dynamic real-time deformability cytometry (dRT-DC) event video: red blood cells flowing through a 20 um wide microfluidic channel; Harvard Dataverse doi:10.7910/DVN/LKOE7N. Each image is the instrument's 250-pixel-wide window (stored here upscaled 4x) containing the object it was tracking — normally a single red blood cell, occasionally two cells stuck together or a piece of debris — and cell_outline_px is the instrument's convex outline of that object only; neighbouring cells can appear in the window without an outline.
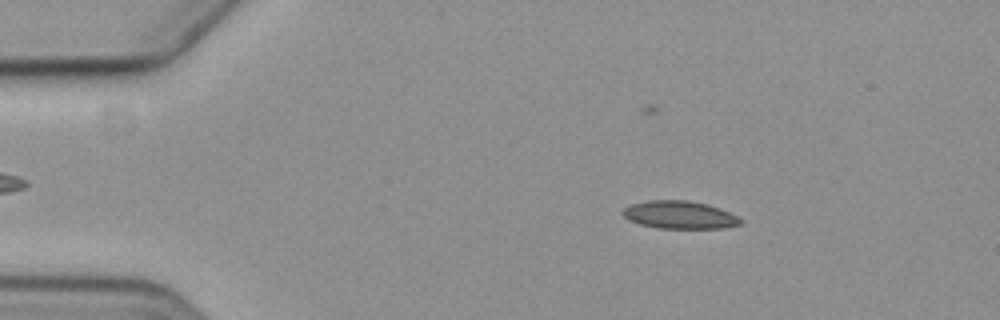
{"species": "common noctule bat (a hibernating species)", "species_latin": "Nyctalus noctula", "temperature_condition": "cold", "stored_images_in_passage": 59, "camera_frame_rate_fps": 3000, "um_per_image_px": 0.085, "animal": {"sex": "female", "body_mass_g": 19.3, "forearm_length_mm": 54.1}, "frame": {"image": 1, "passage_image": 10, "time_ms": 3.0, "image_size_px": [1000, 320], "cell_outline_px": [[744, 224], [724, 228], [656, 228], [640, 224], [628, 220], [620, 212], [624, 208], [632, 204], [648, 200], [688, 200], [708, 204], [720, 208], [744, 220]], "centroid_in_image_um": [57.78, 18.26], "position_along_channel_um": 27.2, "area_um2": 19.25}}
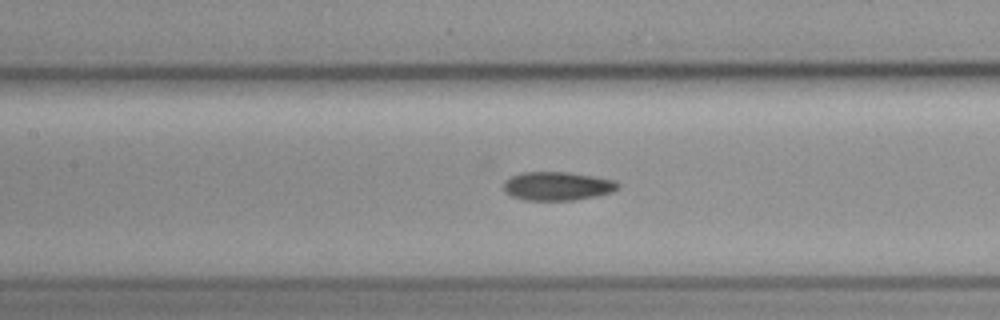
{"frame": {"image": 2, "passage_image": 27, "time_ms": 8.667, "image_size_px": [1000, 320], "cell_outline_px": [[620, 188], [612, 192], [596, 196], [576, 200], [524, 200], [512, 196], [504, 192], [504, 180], [512, 176], [524, 172], [568, 172], [616, 180], [620, 184]], "centroid_in_image_um": [47.4, 15.82], "position_along_channel_um": 160.0, "area_um2": 19.19}}
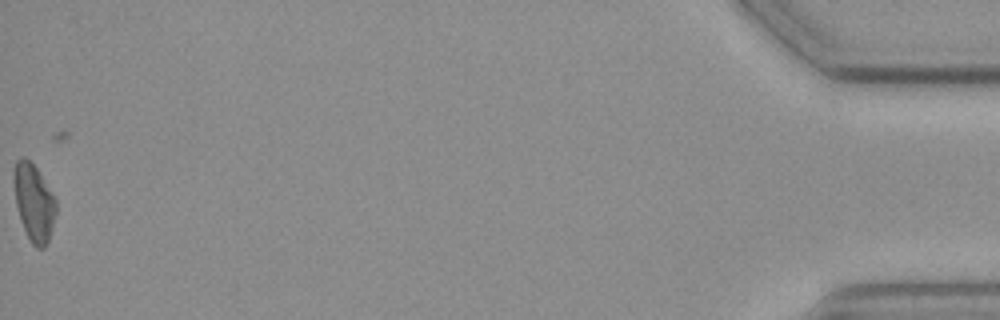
{"frame": {"image": 3, "passage_image": 59, "time_ms": 19.333, "image_size_px": [1000, 320], "cell_outline_px": [[56, 212], [48, 240], [44, 248], [36, 248], [32, 244], [20, 220], [16, 204], [12, 180], [12, 172], [16, 160], [20, 156], [24, 156], [36, 168], [56, 200]], "centroid_in_image_um": [2.84, 17.18], "position_along_channel_um": 432.4, "area_um2": 18.84}, "authors_computed_cell_mechanics": {"area_um2": 18.9584, "velocity_mm_per_s": 3.5598, "shape_relaxation_time_tau1_ms": null, "shape_relaxation_time_tau2_ms": 5.4873, "deformation_change_tau1": null, "deformation_change_tau2": 0.1047}}